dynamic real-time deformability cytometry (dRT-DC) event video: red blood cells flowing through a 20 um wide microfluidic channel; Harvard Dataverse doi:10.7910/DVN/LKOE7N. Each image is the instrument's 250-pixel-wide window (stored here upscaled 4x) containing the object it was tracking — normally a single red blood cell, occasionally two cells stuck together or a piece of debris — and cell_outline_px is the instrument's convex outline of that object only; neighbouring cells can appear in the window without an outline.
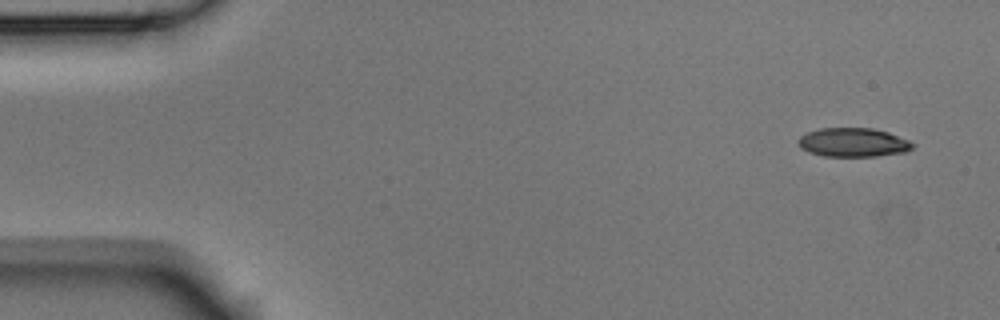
{"species": "Egyptian fruit bat (a non-hibernating species)", "species_latin": "Rousettus aegyptiacus", "temperature_condition": "room temperature", "stored_images_in_passage": 5, "camera_frame_rate_fps": 3000, "um_per_image_px": 0.085, "animal": {"sex": "male"}, "frame": {"image": 1, "passage_image": 1, "time_ms": 0.0, "image_size_px": [1000, 320], "cell_outline_px": [[916, 144], [908, 152], [876, 156], [824, 156], [808, 152], [800, 148], [796, 140], [800, 136], [808, 132], [820, 128], [872, 128], [888, 132], [908, 140]], "centroid_in_image_um": [72.51, 12.11], "position_along_channel_um": 12.5, "area_um2": 19.42}}
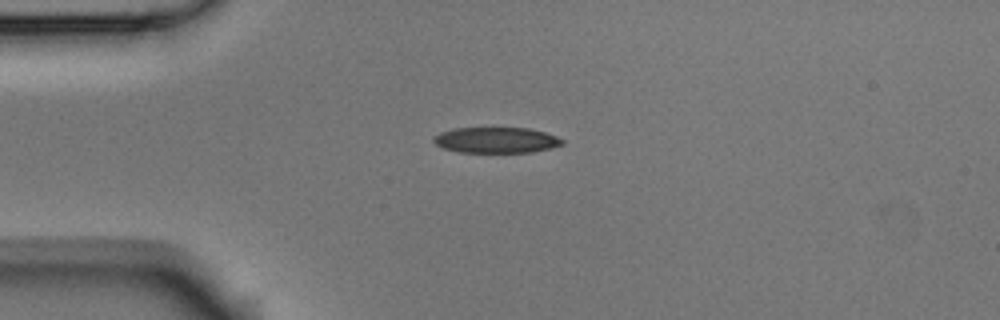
{"frame": {"image": 2, "passage_image": 4, "time_ms": 1.0, "image_size_px": [1000, 320], "cell_outline_px": [[564, 144], [552, 148], [532, 152], [460, 152], [444, 148], [436, 144], [432, 140], [432, 136], [440, 132], [452, 128], [528, 128], [544, 132], [556, 136], [564, 140]], "centroid_in_image_um": [42.17, 11.9], "position_along_channel_um": 42.8, "area_um2": 19.36}}